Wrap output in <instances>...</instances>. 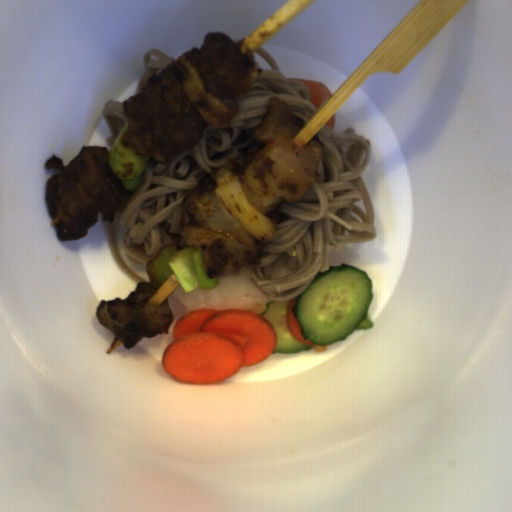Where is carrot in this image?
I'll list each match as a JSON object with an SVG mask.
<instances>
[{"label": "carrot", "instance_id": "obj_1", "mask_svg": "<svg viewBox=\"0 0 512 512\" xmlns=\"http://www.w3.org/2000/svg\"><path fill=\"white\" fill-rule=\"evenodd\" d=\"M173 341L161 359L174 380L220 383L243 367L269 358L278 344L275 327L261 314L242 309H197L177 319Z\"/></svg>", "mask_w": 512, "mask_h": 512}, {"label": "carrot", "instance_id": "obj_2", "mask_svg": "<svg viewBox=\"0 0 512 512\" xmlns=\"http://www.w3.org/2000/svg\"><path fill=\"white\" fill-rule=\"evenodd\" d=\"M296 304V298L291 299L288 301L287 308H286V314H285V320L287 324L288 331L293 339H295L300 344H306L312 347L313 350L317 352H324L326 351V347L324 345H317L310 340H304L303 333L301 330V327L293 315L292 309Z\"/></svg>", "mask_w": 512, "mask_h": 512}]
</instances>
